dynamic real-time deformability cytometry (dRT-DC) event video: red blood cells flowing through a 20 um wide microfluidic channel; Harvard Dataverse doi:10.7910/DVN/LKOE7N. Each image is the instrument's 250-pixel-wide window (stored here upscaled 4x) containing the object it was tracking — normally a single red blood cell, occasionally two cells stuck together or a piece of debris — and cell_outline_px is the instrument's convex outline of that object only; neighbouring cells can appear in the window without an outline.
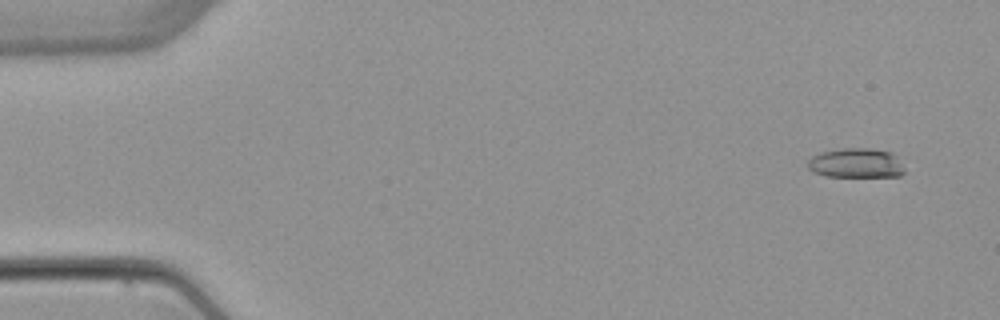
{"species": "common noctule bat (a hibernating species)", "species_latin": "Nyctalus noctula", "temperature_condition": "warm", "stored_images_in_passage": 4, "camera_frame_rate_fps": 3000, "um_per_image_px": 0.085, "animal": {"sex": "female", "body_mass_g": 22.7, "forearm_length_mm": 54.2}, "frame": {"image": 1, "passage_image": 1, "time_ms": 0.0, "image_size_px": [1000, 320], "cell_outline_px": [[904, 172], [900, 176], [824, 176], [812, 172], [808, 168], [808, 160], [812, 156], [820, 152], [844, 148], [868, 148], [892, 152], [896, 156], [904, 168]], "centroid_in_image_um": [72.74, 13.86], "position_along_channel_um": 12.3, "area_um2": 16.7}}
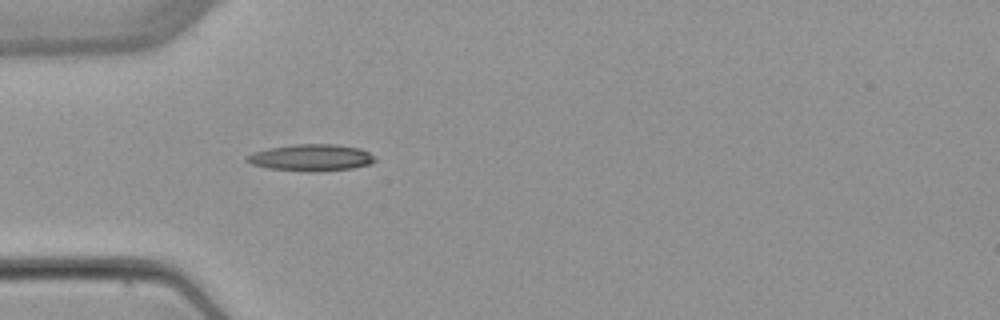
{"frame": {"image": 2, "passage_image": 4, "time_ms": 4.333, "image_size_px": [1000, 320], "cell_outline_px": [[376, 160], [372, 164], [352, 168], [268, 168], [252, 164], [244, 160], [244, 156], [252, 152], [268, 148], [296, 144], [336, 144], [360, 148], [376, 156]], "centroid_in_image_um": [26.45, 13.33], "position_along_channel_um": 58.6, "area_um2": 18.9}}